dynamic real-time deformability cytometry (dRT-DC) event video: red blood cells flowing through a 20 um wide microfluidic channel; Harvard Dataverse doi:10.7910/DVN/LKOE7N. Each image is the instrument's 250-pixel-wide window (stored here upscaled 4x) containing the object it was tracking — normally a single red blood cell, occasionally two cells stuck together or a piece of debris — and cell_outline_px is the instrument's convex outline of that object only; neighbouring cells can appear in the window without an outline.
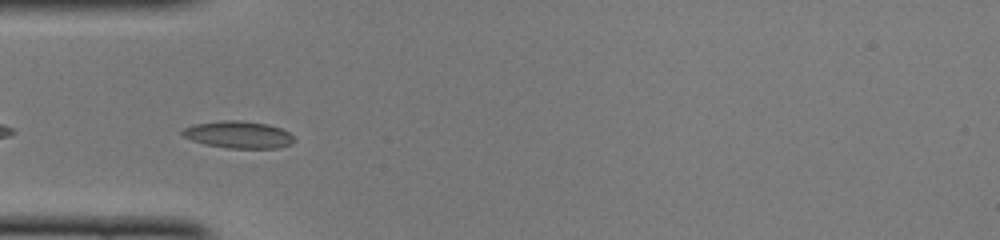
{"species": "common noctule bat (a hibernating species)", "species_latin": "Nyctalus noctula", "temperature_condition": "cold", "stored_images_in_passage": 36, "camera_frame_rate_fps": 3000, "um_per_image_px": 0.085, "animal": {"sex": "female", "body_mass_g": 22.0, "forearm_length_mm": 56.7}, "frame": {"image": 1, "passage_image": 2, "time_ms": 0.333, "image_size_px": [1000, 240], "cell_outline_px": [[296, 140], [292, 144], [276, 148], [228, 148], [204, 144], [192, 140], [184, 136], [180, 132], [184, 128], [192, 124], [224, 120], [240, 120], [268, 124], [280, 128], [288, 132]], "centroid_in_image_um": [20.26, 11.44], "position_along_channel_um": 64.7, "area_um2": 17.69}}
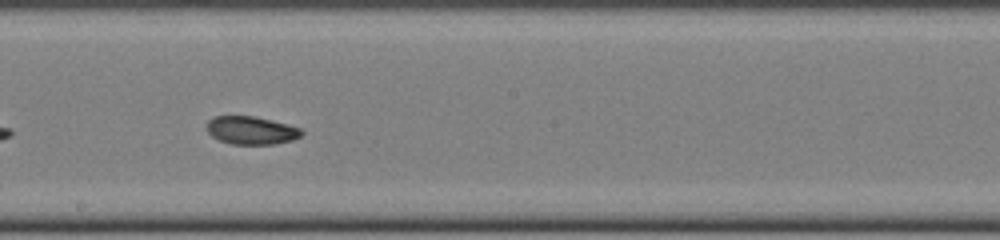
{"frame": {"image": 2, "passage_image": 14, "time_ms": 4.333, "image_size_px": [1000, 240], "cell_outline_px": [[304, 132], [300, 136], [292, 140], [272, 144], [232, 144], [220, 140], [212, 136], [204, 128], [208, 120], [216, 116], [252, 116], [272, 120], [288, 124], [300, 128]], "centroid_in_image_um": [21.33, 11.07], "position_along_channel_um": 226.9, "area_um2": 15.49}}
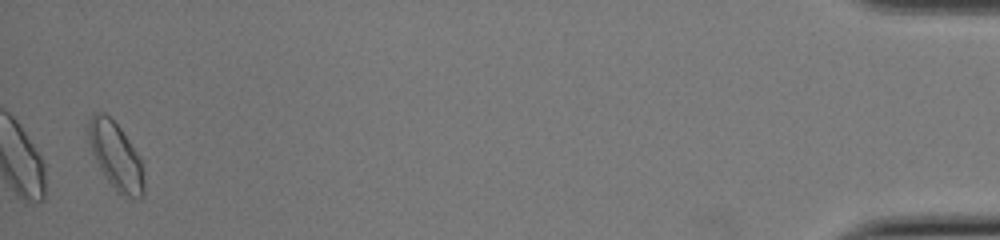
{"frame": {"image": 3, "passage_image": 35, "time_ms": 11.333, "image_size_px": [1000, 240], "cell_outline_px": [[144, 192], [140, 196], [132, 200], [116, 192], [104, 176], [92, 152], [88, 140], [88, 120], [92, 112], [104, 112], [120, 128], [140, 156], [144, 180]], "centroid_in_image_um": [9.84, 13.26], "position_along_channel_um": 425.4, "area_um2": 21.79}, "authors_computed_cell_mechanics": {"area_um2": 16.4152, "velocity_mm_per_s": 4.0783, "shape_relaxation_time_tau1_ms": 4.3795, "shape_relaxation_time_tau2_ms": 3.155, "deformation_change_tau1": 0.1099, "deformation_change_tau2": 0.0629}}